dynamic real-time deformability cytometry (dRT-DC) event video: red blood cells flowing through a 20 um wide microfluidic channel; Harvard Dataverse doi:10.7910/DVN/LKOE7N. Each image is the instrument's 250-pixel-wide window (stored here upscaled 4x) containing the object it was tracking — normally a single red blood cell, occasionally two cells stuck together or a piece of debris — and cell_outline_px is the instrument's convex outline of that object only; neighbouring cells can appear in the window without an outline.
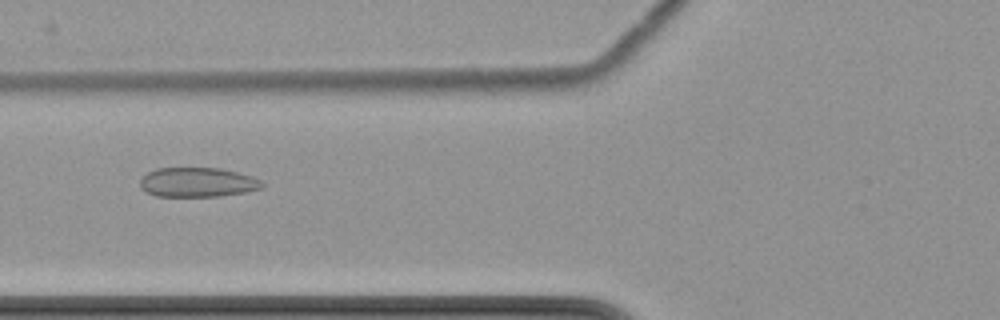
{"species": "common noctule bat (a hibernating species)", "species_latin": "Nyctalus noctula", "temperature_condition": "cold", "stored_images_in_passage": 7, "camera_frame_rate_fps": 3000, "um_per_image_px": 0.085, "animal": {"sex": "female", "body_mass_g": 22.7, "forearm_length_mm": 54.2}, "frame": {"image": 1, "passage_image": 6, "time_ms": 7.0, "image_size_px": [1000, 320], "cell_outline_px": [[264, 184], [260, 188], [248, 192], [220, 196], [156, 196], [144, 192], [140, 188], [140, 180], [148, 172], [156, 168], [220, 168], [252, 176], [260, 180]], "centroid_in_image_um": [16.77, 15.5], "position_along_channel_um": 109.0, "area_um2": 21.04}}
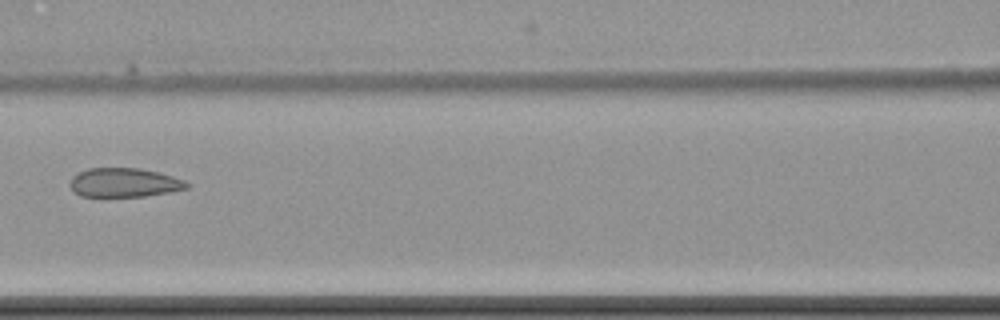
{"frame": {"image": 2, "passage_image": 7, "time_ms": 8.333, "image_size_px": [1000, 320], "cell_outline_px": [[188, 188], [168, 192], [144, 196], [80, 196], [72, 192], [68, 184], [72, 176], [88, 168], [140, 168], [160, 172], [184, 180], [188, 184]], "centroid_in_image_um": [10.51, 15.51], "position_along_channel_um": 156.1, "area_um2": 19.83}}